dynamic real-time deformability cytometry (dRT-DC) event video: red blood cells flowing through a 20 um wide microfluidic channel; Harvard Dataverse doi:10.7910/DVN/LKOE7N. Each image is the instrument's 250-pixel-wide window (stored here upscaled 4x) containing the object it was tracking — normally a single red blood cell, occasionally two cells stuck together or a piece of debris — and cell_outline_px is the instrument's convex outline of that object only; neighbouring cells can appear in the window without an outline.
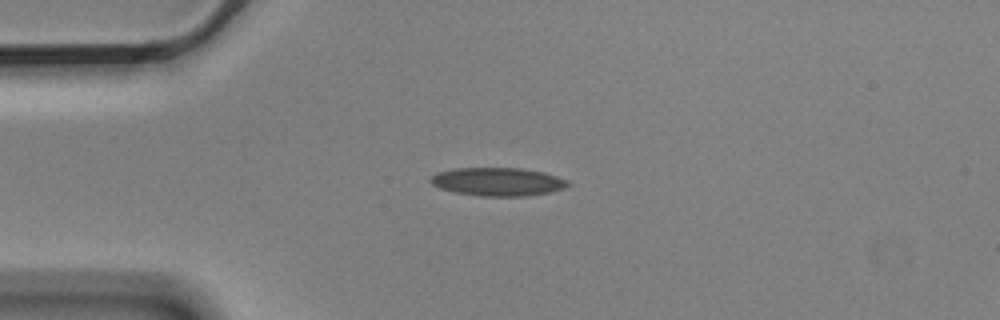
{"species": "Egyptian fruit bat (a non-hibernating species)", "species_latin": "Rousettus aegyptiacus", "temperature_condition": "cold", "stored_images_in_passage": 4, "camera_frame_rate_fps": 3000, "um_per_image_px": 0.085, "animal": {"sex": "male"}, "frame": {"image": 1, "passage_image": 1, "time_ms": 0.0, "image_size_px": [1000, 320], "cell_outline_px": [[572, 184], [564, 188], [552, 192], [528, 196], [480, 196], [456, 192], [440, 188], [432, 184], [428, 180], [436, 172], [452, 168], [520, 168], [544, 172], [568, 180]], "centroid_in_image_um": [42.33, 15.44], "position_along_channel_um": 42.7, "area_um2": 22.83}}
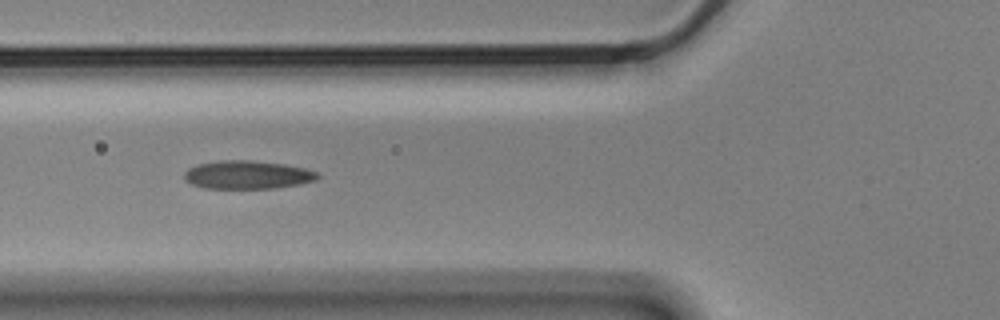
{"frame": {"image": 2, "passage_image": 3, "time_ms": 0.667, "image_size_px": [1000, 320], "cell_outline_px": [[320, 176], [316, 180], [300, 184], [276, 188], [204, 188], [192, 184], [184, 180], [184, 172], [188, 168], [196, 164], [220, 160], [252, 160], [284, 164], [304, 168], [320, 172]], "centroid_in_image_um": [21.03, 14.85], "position_along_channel_um": 104.8, "area_um2": 22.2}}
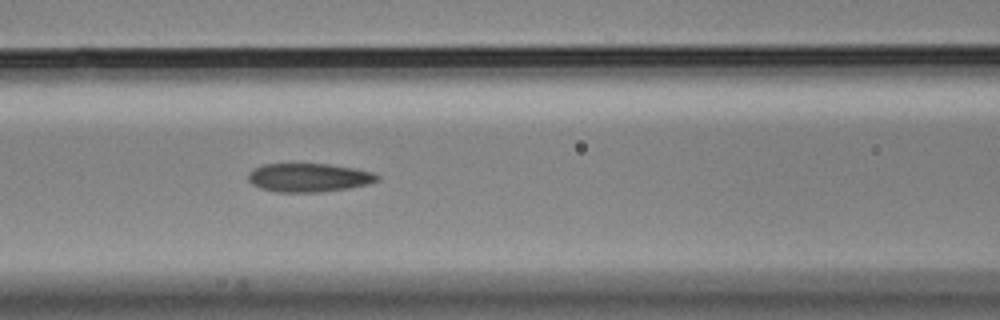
{"frame": {"image": 3, "passage_image": 4, "time_ms": 1.0, "image_size_px": [1000, 320], "cell_outline_px": [[380, 180], [368, 184], [348, 188], [320, 192], [276, 192], [260, 188], [252, 184], [248, 180], [248, 172], [252, 168], [264, 164], [328, 164], [352, 168], [372, 172], [380, 176]], "centroid_in_image_um": [26.22, 15.1], "position_along_channel_um": 140.4, "area_um2": 21.56}}